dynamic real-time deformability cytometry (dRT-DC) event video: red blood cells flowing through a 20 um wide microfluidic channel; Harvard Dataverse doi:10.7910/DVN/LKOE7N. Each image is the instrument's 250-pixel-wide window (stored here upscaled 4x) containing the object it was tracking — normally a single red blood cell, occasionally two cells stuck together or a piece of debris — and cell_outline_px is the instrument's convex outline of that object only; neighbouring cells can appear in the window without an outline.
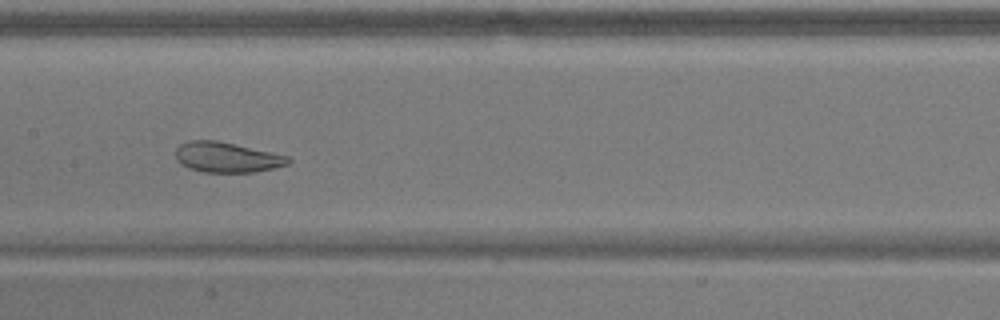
{"species": "common noctule bat (a hibernating species)", "species_latin": "Nyctalus noctula", "temperature_condition": "warm", "stored_images_in_passage": 37, "camera_frame_rate_fps": 3000, "um_per_image_px": 0.085, "animal": {"sex": "male", "body_mass_g": 17.9}, "frame": {"image": 1, "passage_image": 26, "time_ms": 8.333, "image_size_px": [1000, 320], "cell_outline_px": [[292, 160], [288, 164], [256, 172], [204, 172], [188, 168], [180, 164], [176, 160], [176, 148], [180, 144], [188, 140], [216, 140], [288, 156]], "centroid_in_image_um": [19.24, 13.37], "position_along_channel_um": 188.2, "area_um2": 19.77}}